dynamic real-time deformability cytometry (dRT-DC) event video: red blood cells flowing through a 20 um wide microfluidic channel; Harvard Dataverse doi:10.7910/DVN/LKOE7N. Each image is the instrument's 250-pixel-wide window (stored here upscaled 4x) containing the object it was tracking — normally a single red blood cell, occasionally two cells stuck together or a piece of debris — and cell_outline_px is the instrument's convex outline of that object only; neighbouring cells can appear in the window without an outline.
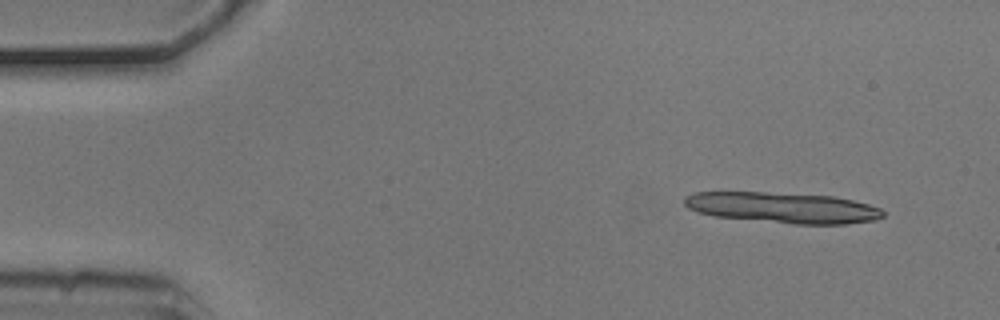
{"species": "common noctule bat (a hibernating species)", "species_latin": "Nyctalus noctula", "temperature_condition": "cold", "stored_images_in_passage": 4, "camera_frame_rate_fps": 3000, "um_per_image_px": 0.085, "animal": {"sex": "male", "body_mass_g": 20.5, "forearm_length_mm": 52.5}, "frame": {"image": 1, "passage_image": 1, "time_ms": 0.0, "image_size_px": [1000, 320], "cell_outline_px": [[884, 216], [876, 220], [844, 224], [792, 224], [716, 216], [700, 212], [688, 208], [684, 204], [684, 196], [696, 192], [764, 192], [832, 196], [852, 200], [868, 204], [880, 208], [884, 212]], "centroid_in_image_um": [66.55, 17.65], "position_along_channel_um": 18.4, "area_um2": 35.43}}
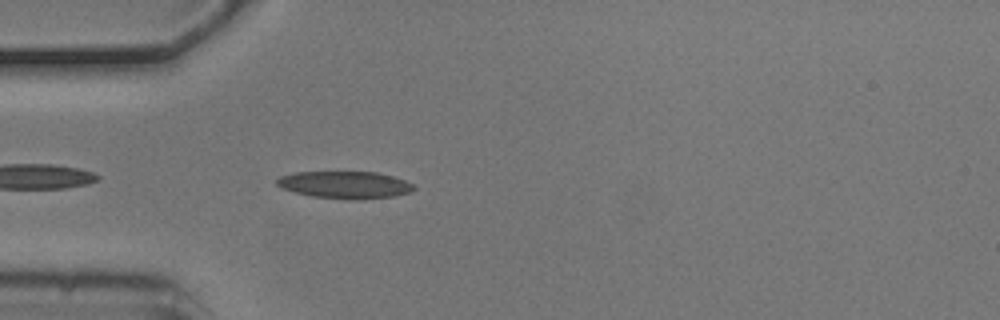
{"frame": {"image": 2, "passage_image": 4, "time_ms": 1.0, "image_size_px": [1000, 320], "cell_outline_px": [[416, 188], [412, 192], [392, 196], [312, 196], [296, 192], [284, 188], [276, 184], [276, 180], [280, 176], [296, 172], [376, 172], [392, 176], [404, 180], [412, 184]], "centroid_in_image_um": [29.3, 15.65], "position_along_channel_um": 55.7, "area_um2": 20.35}}